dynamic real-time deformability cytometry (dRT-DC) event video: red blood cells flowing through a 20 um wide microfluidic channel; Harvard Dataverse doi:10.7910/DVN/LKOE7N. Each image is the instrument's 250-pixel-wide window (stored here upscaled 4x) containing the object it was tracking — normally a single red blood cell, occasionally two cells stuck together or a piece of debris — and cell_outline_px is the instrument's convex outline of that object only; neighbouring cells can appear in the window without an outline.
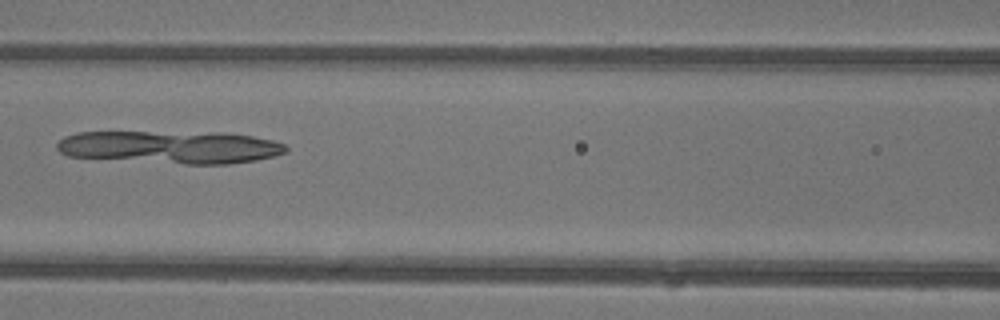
{"species": "common noctule bat (a hibernating species)", "species_latin": "Nyctalus noctula", "temperature_condition": "warm", "stored_images_in_passage": 26, "camera_frame_rate_fps": 3000, "um_per_image_px": 0.085, "animal": {"sex": "female"}, "frame": {"image": 1, "passage_image": 7, "time_ms": 2.0, "image_size_px": [1000, 320], "cell_outline_px": [[288, 152], [256, 160], [228, 164], [184, 164], [68, 156], [60, 152], [56, 148], [56, 144], [64, 136], [76, 132], [224, 132], [252, 136], [272, 140], [284, 144], [288, 148]], "centroid_in_image_um": [14.49, 12.49], "position_along_channel_um": 152.1, "area_um2": 43.87}}
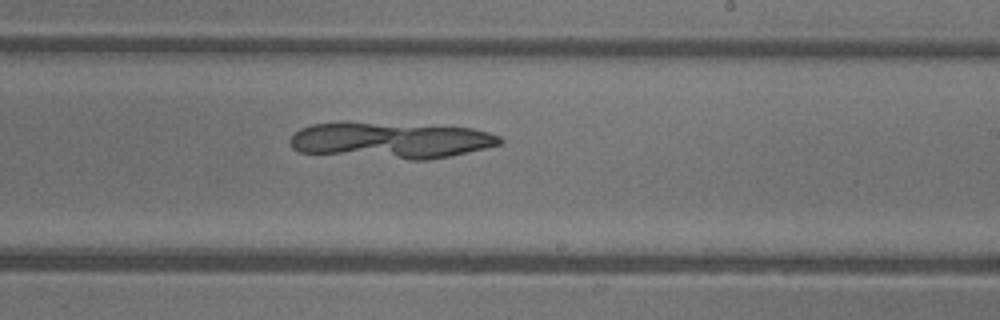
{"frame": {"image": 2, "passage_image": 14, "time_ms": 4.333, "image_size_px": [1000, 320], "cell_outline_px": [[504, 140], [500, 144], [452, 156], [428, 160], [412, 160], [300, 152], [292, 148], [288, 140], [300, 128], [312, 124], [372, 124], [472, 128], [488, 132], [500, 136]], "centroid_in_image_um": [33.24, 11.97], "position_along_channel_um": 255.8, "area_um2": 43.12}}
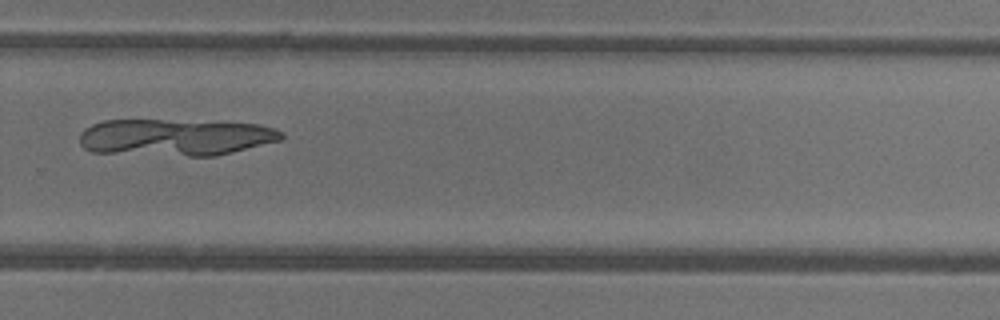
{"frame": {"image": 3, "passage_image": 18, "time_ms": 5.667, "image_size_px": [1000, 320], "cell_outline_px": [[284, 136], [280, 140], [216, 156], [188, 156], [92, 152], [84, 148], [80, 144], [80, 132], [84, 128], [92, 124], [104, 120], [160, 120], [260, 124], [284, 132]], "centroid_in_image_um": [14.86, 11.67], "position_along_channel_um": 314.9, "area_um2": 43.18}}